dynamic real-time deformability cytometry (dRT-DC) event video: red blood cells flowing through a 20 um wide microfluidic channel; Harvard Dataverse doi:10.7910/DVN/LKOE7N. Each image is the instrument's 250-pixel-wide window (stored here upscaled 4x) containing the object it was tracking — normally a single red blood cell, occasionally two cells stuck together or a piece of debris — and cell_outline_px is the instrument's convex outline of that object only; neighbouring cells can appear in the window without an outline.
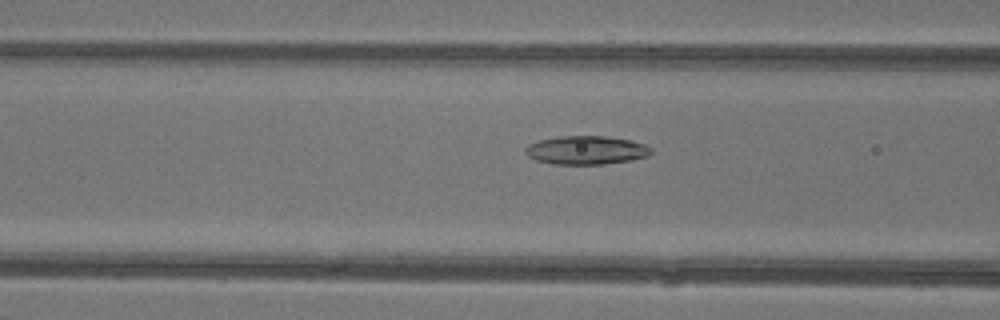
{"species": "common noctule bat (a hibernating species)", "species_latin": "Nyctalus noctula", "temperature_condition": "warm", "stored_images_in_passage": 36, "camera_frame_rate_fps": 3000, "um_per_image_px": 0.085, "animal": {"sex": "female"}, "frame": {"image": 1, "passage_image": 8, "time_ms": 2.333, "image_size_px": [1000, 320], "cell_outline_px": [[652, 152], [648, 156], [632, 160], [604, 164], [552, 164], [536, 160], [528, 156], [524, 152], [524, 148], [528, 144], [540, 140], [560, 136], [608, 136], [632, 140], [644, 144], [652, 148]], "centroid_in_image_um": [49.84, 12.76], "position_along_channel_um": 116.8, "area_um2": 21.1}}
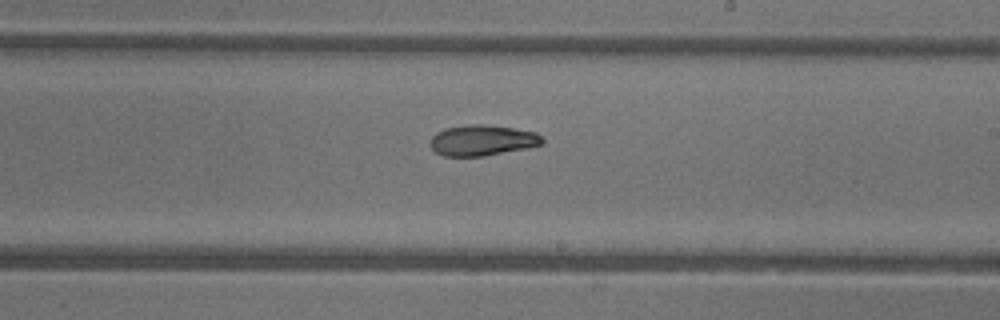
{"frame": {"image": 2, "passage_image": 17, "time_ms": 5.333, "image_size_px": [1000, 320], "cell_outline_px": [[544, 140], [540, 144], [528, 148], [484, 156], [444, 156], [436, 152], [432, 148], [432, 136], [436, 132], [444, 128], [468, 124], [480, 124], [512, 128], [536, 132]], "centroid_in_image_um": [40.99, 11.92], "position_along_channel_um": 248.0, "area_um2": 19.88}}
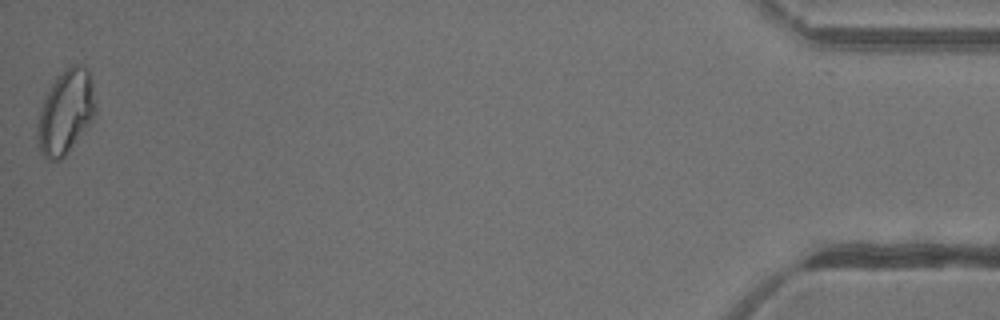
{"frame": {"image": 3, "passage_image": 36, "time_ms": 11.667, "image_size_px": [1000, 320], "cell_outline_px": [[96, 112], [64, 156], [60, 160], [48, 160], [40, 152], [36, 128], [44, 96], [56, 76], [72, 64], [84, 64], [88, 68], [92, 84], [96, 104]], "centroid_in_image_um": [5.57, 9.47], "position_along_channel_um": 429.6, "area_um2": 28.09}, "authors_computed_cell_mechanics": {"area_um2": 20.9814, "velocity_mm_per_s": 4.3734, "shape_relaxation_time_tau1_ms": null, "shape_relaxation_time_tau2_ms": 5.5244, "deformation_change_tau1": null, "deformation_change_tau2": 0.1337}}